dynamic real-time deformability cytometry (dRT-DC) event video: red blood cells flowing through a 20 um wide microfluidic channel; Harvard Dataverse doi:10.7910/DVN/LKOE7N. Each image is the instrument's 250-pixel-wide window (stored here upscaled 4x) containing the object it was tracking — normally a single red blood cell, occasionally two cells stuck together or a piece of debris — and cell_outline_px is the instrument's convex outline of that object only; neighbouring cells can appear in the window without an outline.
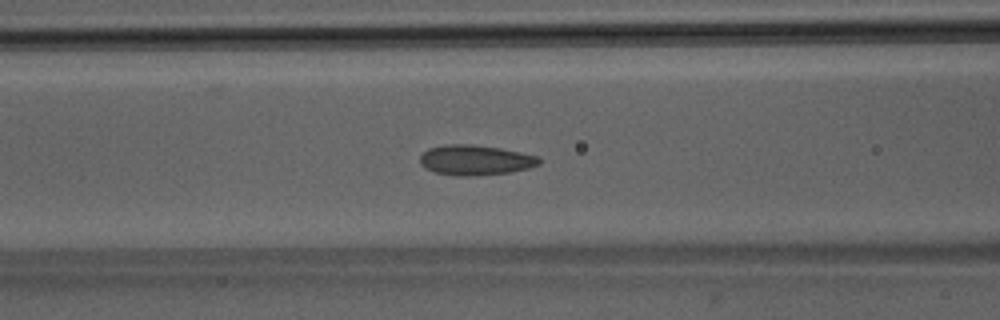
{"species": "Egyptian fruit bat (a non-hibernating species)", "species_latin": "Rousettus aegyptiacus", "temperature_condition": "room temperature", "stored_images_in_passage": 47, "camera_frame_rate_fps": 3000, "um_per_image_px": 0.085, "animal": {"sex": "male"}, "frame": {"image": 1, "passage_image": 17, "time_ms": 5.333, "image_size_px": [1000, 320], "cell_outline_px": [[540, 164], [528, 168], [508, 172], [472, 176], [456, 176], [436, 172], [424, 168], [420, 164], [420, 156], [428, 148], [448, 144], [472, 144], [500, 148], [540, 156]], "centroid_in_image_um": [40.39, 13.6], "position_along_channel_um": 126.2, "area_um2": 20.92}}
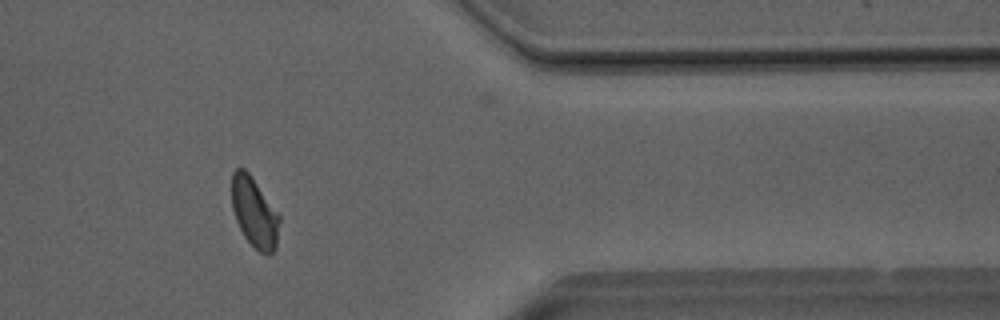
{"frame": {"image": 2, "passage_image": 38, "time_ms": 12.333, "image_size_px": [1000, 320], "cell_outline_px": [[280, 220], [276, 248], [268, 256], [260, 252], [244, 236], [236, 220], [232, 208], [232, 172], [236, 168], [244, 168], [248, 172], [280, 216]], "centroid_in_image_um": [21.62, 18.07], "position_along_channel_um": 389.8, "area_um2": 19.19}}
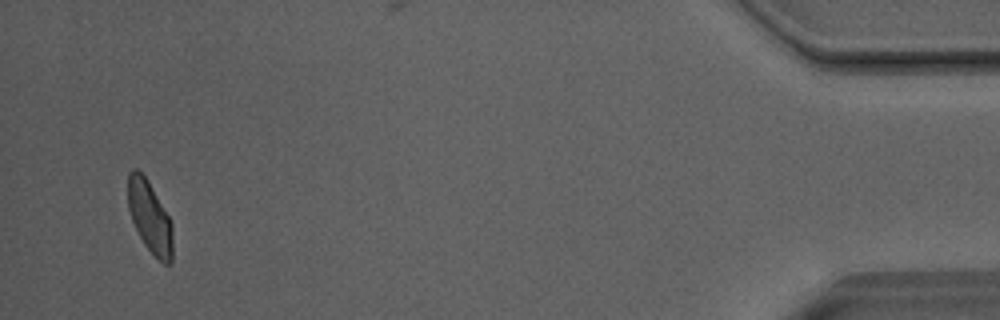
{"frame": {"image": 3, "passage_image": 45, "time_ms": 14.667, "image_size_px": [1000, 320], "cell_outline_px": [[172, 260], [168, 264], [164, 264], [144, 244], [132, 220], [128, 208], [128, 172], [132, 168], [136, 168], [148, 180], [168, 216], [172, 224]], "centroid_in_image_um": [12.72, 18.41], "position_along_channel_um": 422.5, "area_um2": 18.38}, "authors_computed_cell_mechanics": {"area_um2": 19.7098, "velocity_mm_per_s": 4.041, "shape_relaxation_time_tau1_ms": 7.1971, "shape_relaxation_time_tau2_ms": 1.1254, "deformation_change_tau1": 0.1514, "deformation_change_tau2": 0.0508}}